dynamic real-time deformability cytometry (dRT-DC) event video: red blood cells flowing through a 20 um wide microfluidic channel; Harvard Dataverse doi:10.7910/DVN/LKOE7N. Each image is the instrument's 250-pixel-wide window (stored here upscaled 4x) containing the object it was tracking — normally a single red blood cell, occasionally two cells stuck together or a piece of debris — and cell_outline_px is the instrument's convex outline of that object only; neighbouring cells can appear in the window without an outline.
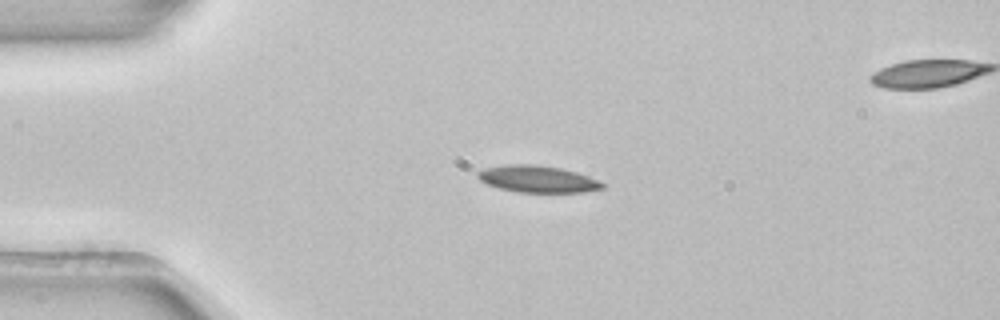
{"species": "common noctule bat (a hibernating species)", "species_latin": "Nyctalus noctula", "temperature_condition": "room temperature", "stored_images_in_passage": 42, "camera_frame_rate_fps": 3000, "um_per_image_px": 0.085, "animal": {"sex": "female", "body_mass_g": 22.7, "forearm_length_mm": 54.2}, "frame": {"image": 1, "passage_image": 1, "time_ms": 0.0, "image_size_px": [1000, 320], "cell_outline_px": [[604, 188], [584, 192], [516, 192], [500, 188], [488, 184], [480, 180], [476, 176], [476, 172], [484, 168], [508, 164], [532, 164], [560, 168], [576, 172], [588, 176], [604, 184]], "centroid_in_image_um": [45.66, 15.21], "position_along_channel_um": 39.3, "area_um2": 19.36}, "authors_computed_cell_mechanics": {"area_um2": 19.363, "velocity_mm_per_s": 3.9037, "shape_relaxation_time_tau1_ms": 3.9405, "shape_relaxation_time_tau2_ms": null, "deformation_change_tau1": 0.1139, "deformation_change_tau2": null}}